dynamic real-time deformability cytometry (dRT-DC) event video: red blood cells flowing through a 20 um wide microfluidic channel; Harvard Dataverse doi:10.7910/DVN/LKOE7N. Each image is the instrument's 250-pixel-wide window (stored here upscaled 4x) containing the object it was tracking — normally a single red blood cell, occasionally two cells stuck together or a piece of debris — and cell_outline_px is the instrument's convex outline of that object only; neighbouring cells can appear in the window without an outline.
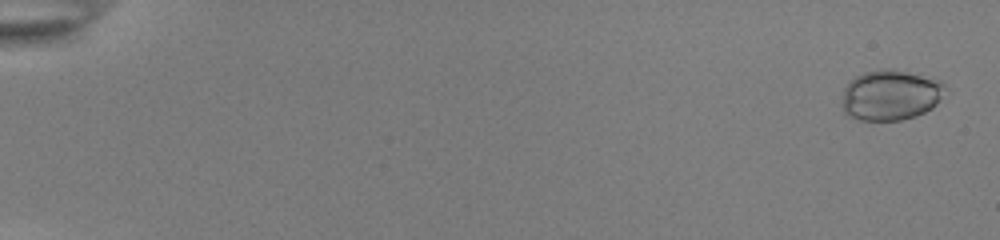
{"species": "common noctule bat (a hibernating species)", "species_latin": "Nyctalus noctula", "temperature_condition": "room temperature", "stored_images_in_passage": 54, "camera_frame_rate_fps": 3000, "um_per_image_px": 0.085, "animal": {"sex": "female", "body_mass_g": 22.0, "forearm_length_mm": 56.7}, "frame": {"image": 1, "passage_image": 2, "time_ms": 0.333, "image_size_px": [1000, 240], "cell_outline_px": [[944, 84], [936, 104], [932, 108], [916, 116], [900, 120], [860, 120], [844, 112], [844, 88], [856, 76], [864, 72], [884, 68], [892, 68], [940, 80]], "centroid_in_image_um": [75.68, 8.07], "position_along_channel_um": 9.3, "area_um2": 29.71}}
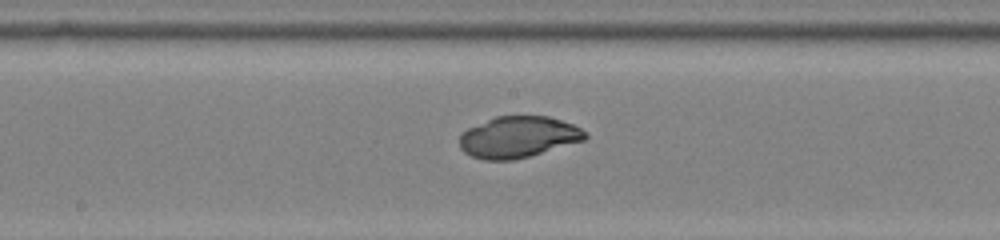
{"frame": {"image": 2, "passage_image": 31, "time_ms": 10.0, "image_size_px": [1000, 240], "cell_outline_px": [[588, 136], [584, 140], [528, 156], [512, 160], [484, 160], [472, 156], [464, 152], [460, 148], [460, 136], [468, 128], [496, 116], [548, 116], [572, 124], [580, 128]], "centroid_in_image_um": [44.03, 11.65], "position_along_channel_um": 204.2, "area_um2": 29.82}}
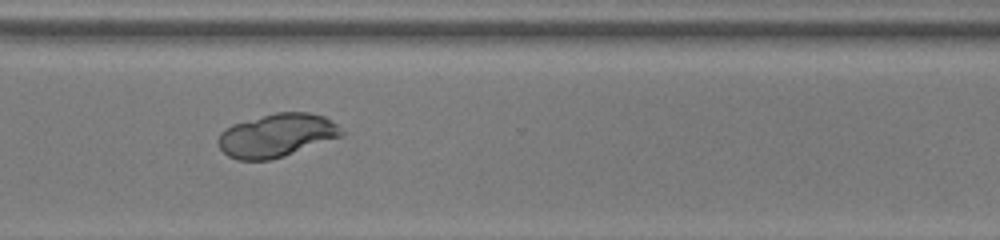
{"frame": {"image": 3, "passage_image": 42, "time_ms": 13.667, "image_size_px": [1000, 240], "cell_outline_px": [[344, 136], [284, 156], [268, 160], [236, 160], [228, 156], [220, 148], [216, 140], [220, 132], [224, 128], [232, 124], [276, 112], [308, 112], [324, 116], [332, 120], [344, 132]], "centroid_in_image_um": [23.51, 11.51], "position_along_channel_um": 347.1, "area_um2": 31.33}}